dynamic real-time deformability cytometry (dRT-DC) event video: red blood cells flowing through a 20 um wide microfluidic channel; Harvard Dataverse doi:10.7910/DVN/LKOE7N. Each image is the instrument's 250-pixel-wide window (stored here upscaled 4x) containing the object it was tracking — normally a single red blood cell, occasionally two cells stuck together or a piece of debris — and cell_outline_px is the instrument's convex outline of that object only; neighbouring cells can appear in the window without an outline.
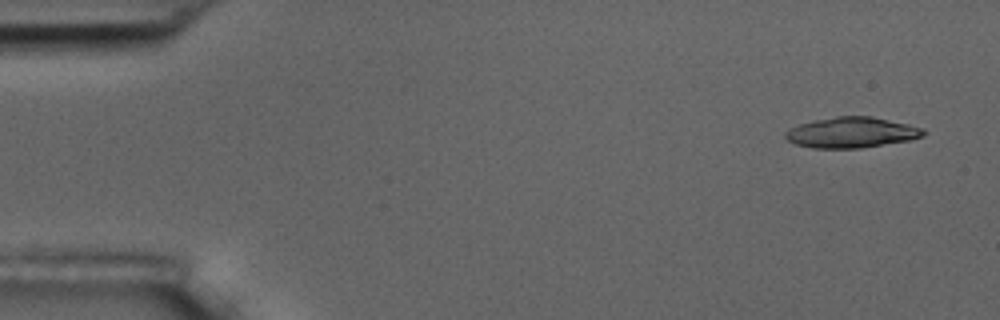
{"species": "common noctule bat (a hibernating species)", "species_latin": "Nyctalus noctula", "temperature_condition": "room temperature", "stored_images_in_passage": 4, "camera_frame_rate_fps": 3000, "um_per_image_px": 0.085, "animal": {"sex": "male", "body_mass_g": 17.5, "forearm_length_mm": 52.3}, "frame": {"image": 1, "passage_image": 1, "time_ms": 0.0, "image_size_px": [1000, 320], "cell_outline_px": [[928, 132], [924, 136], [908, 140], [860, 148], [812, 148], [796, 144], [788, 140], [784, 136], [784, 132], [788, 128], [812, 120], [836, 116], [872, 116], [908, 124], [924, 128]], "centroid_in_image_um": [72.38, 11.25], "position_along_channel_um": 12.6, "area_um2": 24.74}}
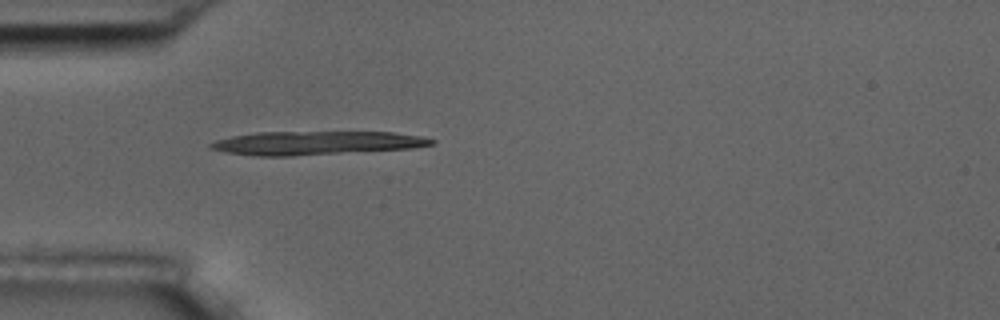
{"frame": {"image": 2, "passage_image": 4, "time_ms": 4.333, "image_size_px": [1000, 320], "cell_outline_px": [[436, 144], [412, 148], [292, 156], [256, 156], [228, 152], [208, 148], [208, 144], [216, 140], [232, 136], [256, 132], [392, 132], [424, 136], [436, 140]], "centroid_in_image_um": [26.91, 12.15], "position_along_channel_um": 58.1, "area_um2": 30.46}}